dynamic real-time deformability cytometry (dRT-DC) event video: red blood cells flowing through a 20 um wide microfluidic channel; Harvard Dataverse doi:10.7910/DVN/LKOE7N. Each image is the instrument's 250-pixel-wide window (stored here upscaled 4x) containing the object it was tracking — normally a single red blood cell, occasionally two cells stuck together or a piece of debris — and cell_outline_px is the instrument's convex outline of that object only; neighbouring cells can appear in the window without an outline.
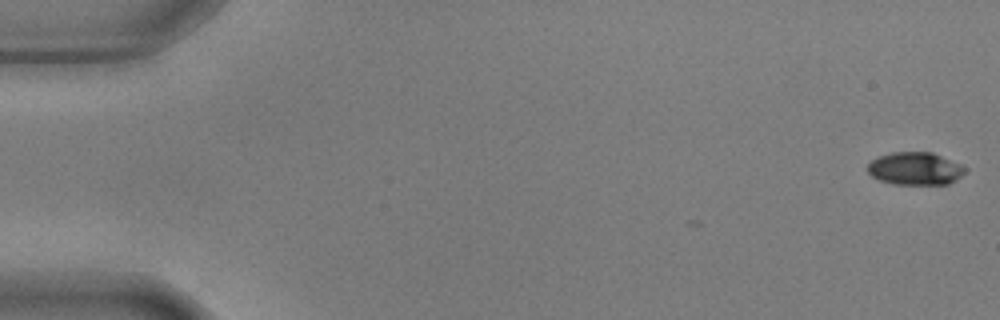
{"species": "common noctule bat (a hibernating species)", "species_latin": "Nyctalus noctula", "temperature_condition": "warm", "stored_images_in_passage": 7, "camera_frame_rate_fps": 3000, "um_per_image_px": 0.085, "animal": {"sex": "male", "body_mass_g": 17.9, "forearm_length_mm": 54.2}, "frame": {"image": 1, "passage_image": 1, "time_ms": 0.0, "image_size_px": [1000, 320], "cell_outline_px": [[968, 168], [956, 180], [948, 184], [892, 184], [880, 180], [872, 176], [868, 172], [868, 164], [872, 160], [880, 156], [892, 152], [932, 152], [960, 164]], "centroid_in_image_um": [77.79, 14.33], "position_along_channel_um": 7.2, "area_um2": 18.5}}